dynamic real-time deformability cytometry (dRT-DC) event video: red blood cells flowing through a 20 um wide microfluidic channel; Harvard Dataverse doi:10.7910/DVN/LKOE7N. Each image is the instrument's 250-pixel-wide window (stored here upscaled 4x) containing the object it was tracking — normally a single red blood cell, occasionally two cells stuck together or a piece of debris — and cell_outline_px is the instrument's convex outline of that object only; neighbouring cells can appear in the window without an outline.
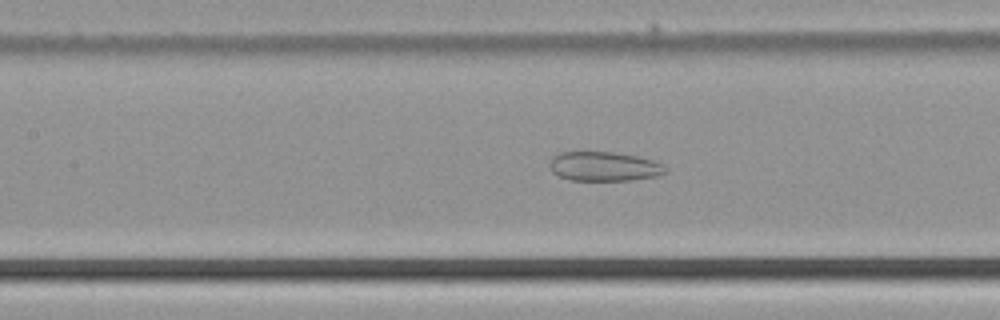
{"species": "common noctule bat (a hibernating species)", "species_latin": "Nyctalus noctula", "temperature_condition": "cold", "stored_images_in_passage": 40, "camera_frame_rate_fps": 3000, "um_per_image_px": 0.085, "animal": {"sex": "male", "body_mass_g": 21.5, "forearm_length_mm": 52.0}, "frame": {"image": 1, "passage_image": 22, "time_ms": 7.0, "image_size_px": [1000, 320], "cell_outline_px": [[668, 172], [656, 176], [632, 180], [568, 180], [552, 172], [548, 164], [552, 156], [560, 152], [612, 152], [636, 156], [652, 160], [664, 164], [668, 168]], "centroid_in_image_um": [51.34, 14.14], "position_along_channel_um": 156.1, "area_um2": 19.94}}
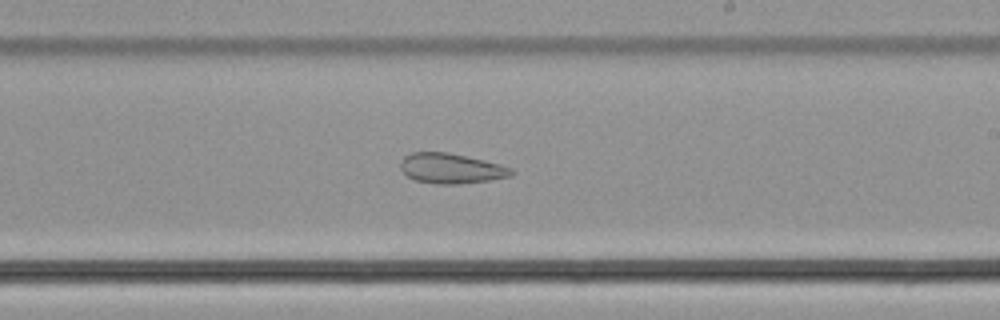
{"frame": {"image": 2, "passage_image": 29, "time_ms": 9.333, "image_size_px": [1000, 320], "cell_outline_px": [[512, 176], [488, 180], [456, 184], [436, 184], [416, 180], [408, 176], [400, 168], [400, 164], [404, 156], [412, 152], [448, 152], [484, 160], [500, 164], [512, 168]], "centroid_in_image_um": [38.33, 14.31], "position_along_channel_um": 250.7, "area_um2": 19.31}}
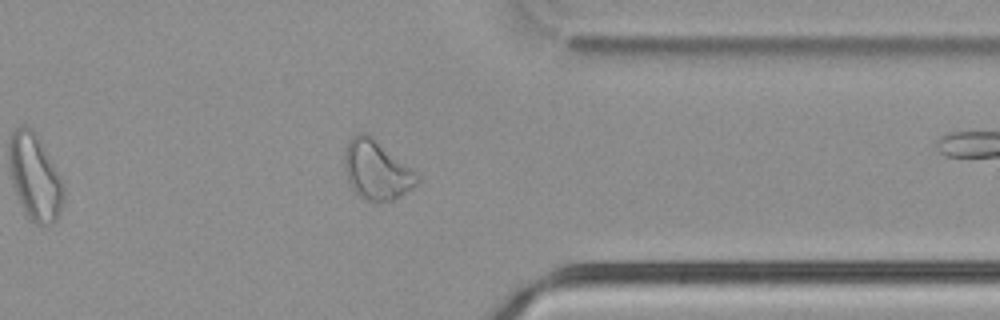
{"frame": {"image": 3, "passage_image": 39, "time_ms": 12.667, "image_size_px": [1000, 320], "cell_outline_px": [[420, 184], [392, 200], [364, 200], [352, 188], [348, 180], [344, 168], [344, 152], [348, 140], [356, 132], [368, 132], [420, 176]], "centroid_in_image_um": [32.0, 14.41], "position_along_channel_um": 379.4, "area_um2": 25.09}}